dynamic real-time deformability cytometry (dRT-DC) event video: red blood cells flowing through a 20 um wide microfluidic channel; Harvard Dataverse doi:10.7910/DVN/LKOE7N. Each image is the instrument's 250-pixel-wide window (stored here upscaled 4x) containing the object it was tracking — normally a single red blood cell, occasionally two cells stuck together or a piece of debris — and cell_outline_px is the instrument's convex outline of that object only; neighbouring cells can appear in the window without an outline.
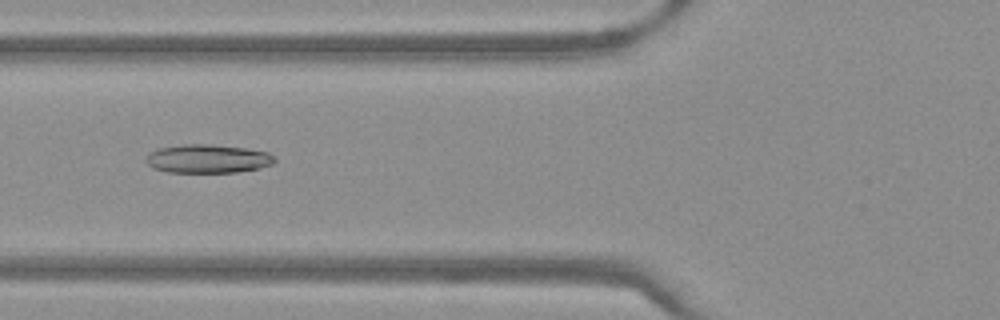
{"species": "Egyptian fruit bat (a non-hibernating species)", "species_latin": "Rousettus aegyptiacus", "temperature_condition": "warm", "stored_images_in_passage": 49, "camera_frame_rate_fps": 3000, "um_per_image_px": 0.085, "frame": {"image": 1, "passage_image": 19, "time_ms": 6.0, "image_size_px": [1000, 320], "cell_outline_px": [[276, 160], [272, 164], [260, 168], [236, 172], [168, 172], [152, 168], [144, 160], [148, 152], [160, 148], [184, 144], [212, 144], [244, 148], [268, 152]], "centroid_in_image_um": [17.62, 13.49], "position_along_channel_um": 108.2, "area_um2": 21.44}}
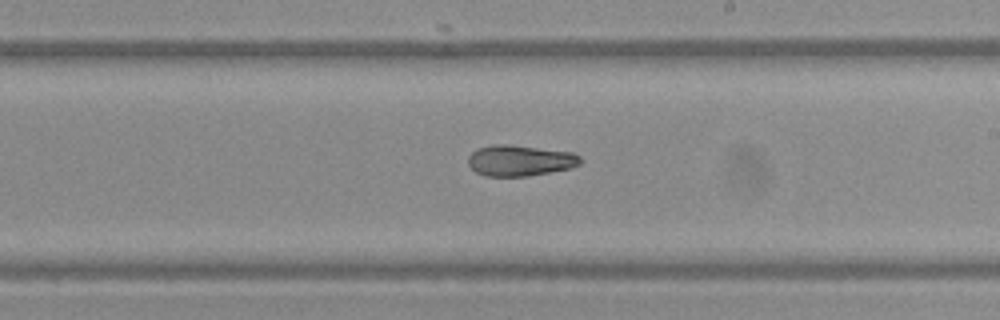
{"frame": {"image": 2, "passage_image": 29, "time_ms": 9.333, "image_size_px": [1000, 320], "cell_outline_px": [[580, 164], [572, 168], [528, 176], [484, 176], [476, 172], [468, 164], [468, 156], [476, 148], [492, 144], [512, 144], [572, 152], [580, 156]], "centroid_in_image_um": [44.18, 13.63], "position_along_channel_um": 244.8, "area_um2": 20.46}}
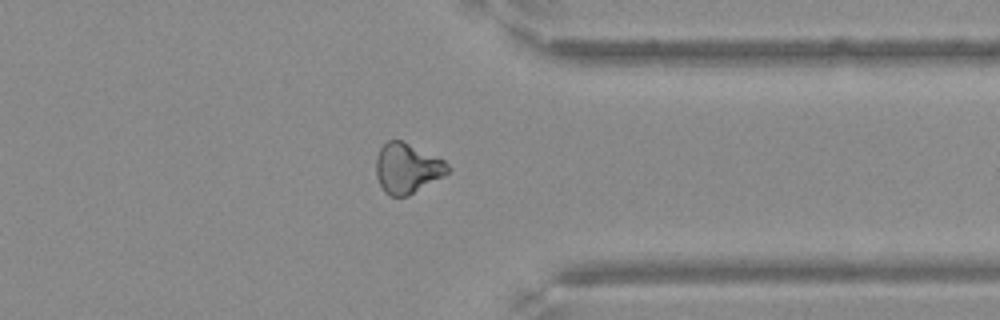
{"frame": {"image": 3, "passage_image": 39, "time_ms": 12.667, "image_size_px": [1000, 320], "cell_outline_px": [[452, 168], [444, 176], [408, 196], [388, 196], [384, 192], [376, 176], [376, 156], [380, 148], [388, 140], [400, 140], [444, 160]], "centroid_in_image_um": [34.6, 14.32], "position_along_channel_um": 376.8, "area_um2": 20.87}}